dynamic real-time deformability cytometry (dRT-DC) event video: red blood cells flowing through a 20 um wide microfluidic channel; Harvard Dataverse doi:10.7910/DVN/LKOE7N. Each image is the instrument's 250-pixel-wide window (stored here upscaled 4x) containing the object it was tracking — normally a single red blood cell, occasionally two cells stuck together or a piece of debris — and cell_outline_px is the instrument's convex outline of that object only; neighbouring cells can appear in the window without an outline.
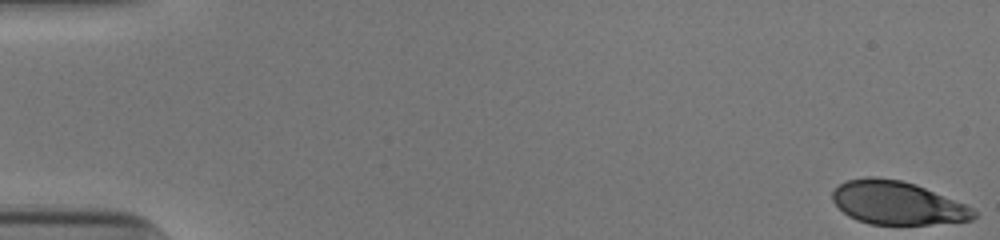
{"species": "human", "species_latin": "Homo sapiens", "temperature_condition": "cold", "stored_images_in_passage": 53, "camera_frame_rate_fps": 3000, "um_per_image_px": 0.085, "donor": {"sex": "male"}, "frame": {"image": 1, "passage_image": 1, "time_ms": 0.0, "image_size_px": [1000, 240], "cell_outline_px": [[976, 216], [972, 220], [928, 224], [868, 224], [856, 220], [848, 216], [832, 200], [832, 192], [840, 184], [848, 180], [868, 176], [876, 176], [900, 180], [916, 184], [964, 204], [972, 208], [976, 212]], "centroid_in_image_um": [76.24, 17.24], "position_along_channel_um": 8.8, "area_um2": 35.43}}
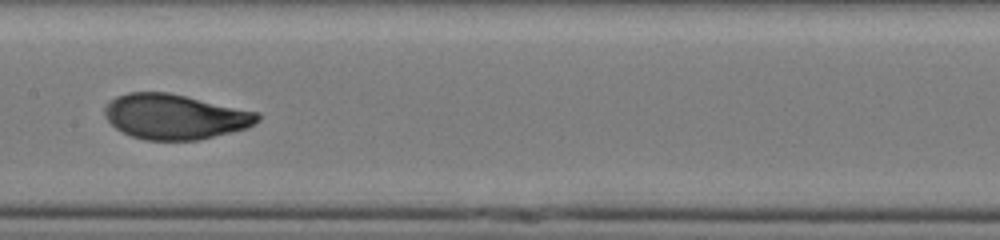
{"frame": {"image": 2, "passage_image": 28, "time_ms": 9.0, "image_size_px": [1000, 240], "cell_outline_px": [[260, 120], [248, 128], [196, 140], [144, 140], [120, 132], [108, 120], [104, 112], [108, 104], [116, 96], [128, 92], [168, 92], [260, 112]], "centroid_in_image_um": [14.89, 9.91], "position_along_channel_um": 192.5, "area_um2": 40.11}}
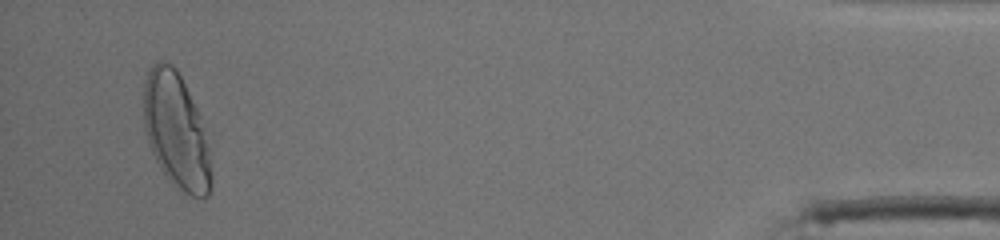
{"frame": {"image": 3, "passage_image": 51, "time_ms": 16.667, "image_size_px": [1000, 240], "cell_outline_px": [[212, 184], [208, 196], [204, 200], [180, 192], [164, 176], [152, 152], [144, 128], [144, 80], [152, 64], [160, 60], [164, 60], [172, 64], [176, 68], [196, 108], [204, 128], [208, 144], [212, 180]], "centroid_in_image_um": [14.98, 11.18], "position_along_channel_um": 420.2, "area_um2": 45.66}, "authors_computed_cell_mechanics": {"area_um2": 39.2462, "velocity_mm_per_s": 3.888, "shape_relaxation_time_tau1_ms": 4.5023, "shape_relaxation_time_tau2_ms": null, "deformation_change_tau1": 0.185, "deformation_change_tau2": null}}